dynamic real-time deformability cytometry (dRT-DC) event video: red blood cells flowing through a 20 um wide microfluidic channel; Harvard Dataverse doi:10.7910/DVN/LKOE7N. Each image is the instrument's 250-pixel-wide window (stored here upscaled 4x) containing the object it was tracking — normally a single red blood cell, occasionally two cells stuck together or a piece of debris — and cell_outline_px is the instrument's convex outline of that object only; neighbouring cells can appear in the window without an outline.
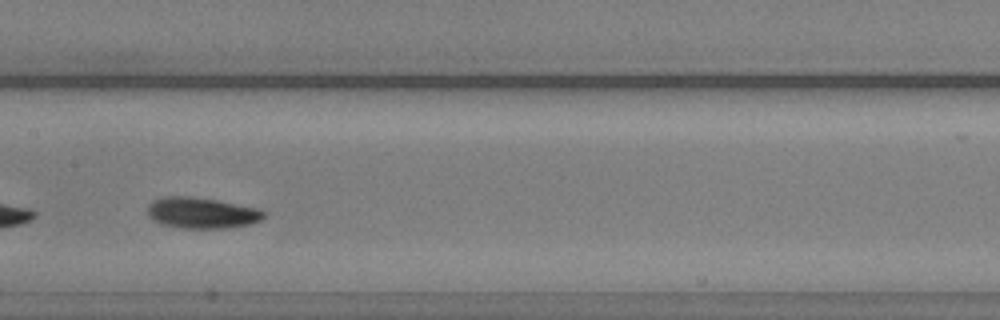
{"species": "common noctule bat (a hibernating species)", "species_latin": "Nyctalus noctula", "temperature_condition": "warm", "stored_images_in_passage": 42, "camera_frame_rate_fps": 3000, "um_per_image_px": 0.085, "animal": {"sex": "male", "body_mass_g": 20.5, "forearm_length_mm": 52.5}, "frame": {"image": 1, "passage_image": 17, "time_ms": 5.333, "image_size_px": [1000, 320], "cell_outline_px": [[268, 212], [260, 220], [252, 224], [224, 228], [184, 228], [164, 224], [148, 216], [148, 204], [152, 200], [164, 196], [192, 196], [216, 200], [260, 208]], "centroid_in_image_um": [17.19, 18.08], "position_along_channel_um": 190.2, "area_um2": 21.04}}
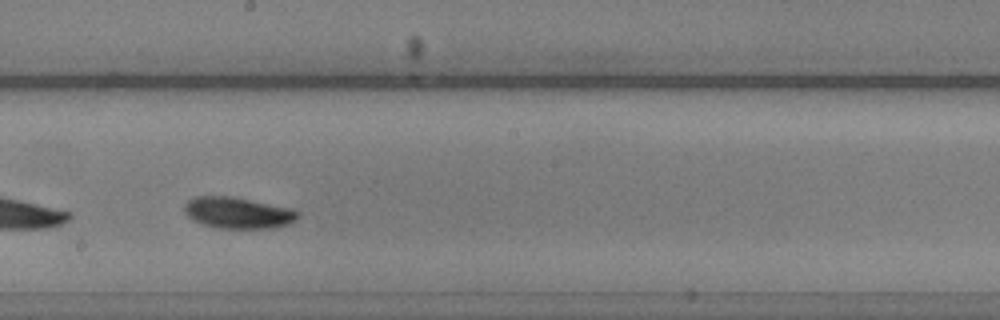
{"frame": {"image": 2, "passage_image": 20, "time_ms": 6.333, "image_size_px": [1000, 320], "cell_outline_px": [[300, 216], [296, 220], [288, 224], [268, 228], [220, 228], [200, 224], [192, 220], [184, 212], [184, 204], [192, 196], [232, 196], [292, 208], [300, 212]], "centroid_in_image_um": [20.2, 18.08], "position_along_channel_um": 228.0, "area_um2": 20.92}}
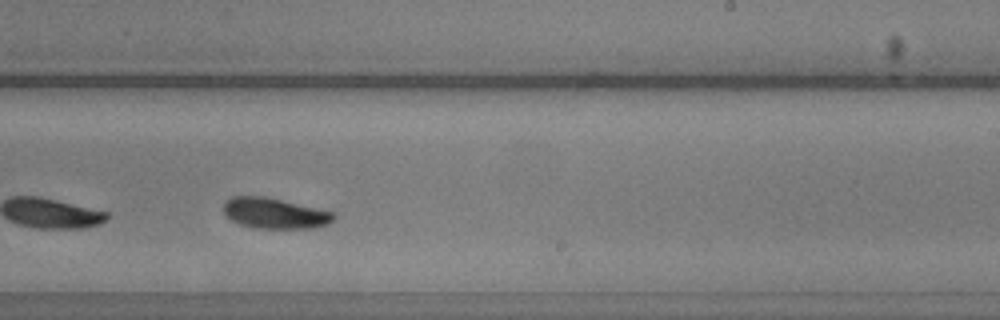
{"frame": {"image": 3, "passage_image": 23, "time_ms": 7.333, "image_size_px": [1000, 320], "cell_outline_px": [[336, 216], [328, 224], [312, 228], [256, 228], [240, 224], [232, 220], [224, 212], [224, 200], [232, 196], [264, 196], [332, 212]], "centroid_in_image_um": [23.31, 18.12], "position_along_channel_um": 265.7, "area_um2": 19.36}, "authors_computed_cell_mechanics": {"area_um2": 20.0855, "velocity_mm_per_s": 3.7876, "shape_relaxation_time_tau1_ms": 2.0078, "shape_relaxation_time_tau2_ms": 2.4488, "deformation_change_tau1": 0.0949, "deformation_change_tau2": 0.0548}}